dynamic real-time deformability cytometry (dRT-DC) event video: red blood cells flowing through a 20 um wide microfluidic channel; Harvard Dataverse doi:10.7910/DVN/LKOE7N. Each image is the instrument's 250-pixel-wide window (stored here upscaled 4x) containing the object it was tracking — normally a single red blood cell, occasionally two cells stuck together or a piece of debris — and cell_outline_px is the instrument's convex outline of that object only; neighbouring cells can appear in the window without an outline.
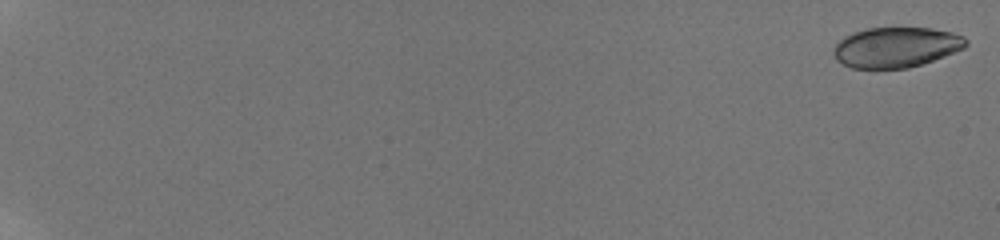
{"species": "human", "species_latin": "Homo sapiens", "temperature_condition": "room temperature", "stored_images_in_passage": 11, "camera_frame_rate_fps": 3000, "um_per_image_px": 0.085, "donor": {"sex": "male"}, "frame": {"image": 1, "passage_image": 1, "time_ms": 0.0, "image_size_px": [1000, 240], "cell_outline_px": [[968, 44], [964, 48], [932, 60], [908, 68], [852, 68], [836, 60], [832, 52], [836, 44], [844, 36], [852, 32], [868, 28], [932, 28], [952, 32], [964, 36], [968, 40]], "centroid_in_image_um": [76.15, 4.01], "position_along_channel_um": 8.8, "area_um2": 30.98}}
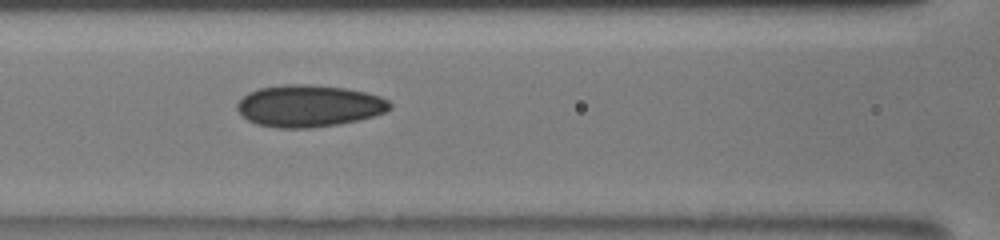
{"frame": {"image": 2, "passage_image": 10, "time_ms": 9.667, "image_size_px": [1000, 240], "cell_outline_px": [[392, 108], [384, 112], [360, 120], [340, 124], [312, 128], [276, 128], [256, 124], [248, 120], [236, 108], [236, 104], [248, 92], [260, 88], [284, 84], [308, 84], [344, 88], [364, 92], [380, 96], [388, 100], [392, 104]], "centroid_in_image_um": [26.26, 9.01], "position_along_channel_um": 140.3, "area_um2": 37.4}}
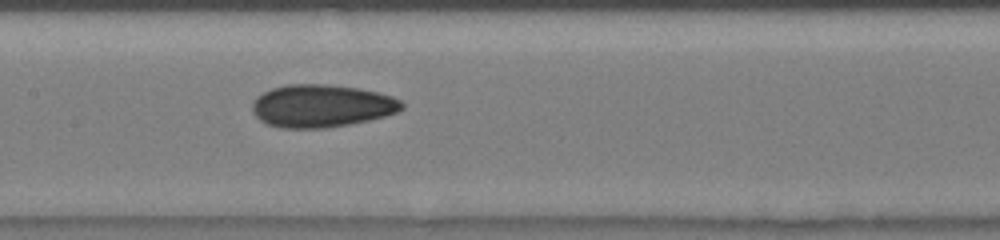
{"frame": {"image": 3, "passage_image": 11, "time_ms": 10.667, "image_size_px": [1000, 240], "cell_outline_px": [[404, 108], [396, 112], [384, 116], [368, 120], [348, 124], [324, 128], [280, 128], [268, 124], [260, 120], [252, 112], [252, 100], [256, 96], [272, 88], [288, 84], [328, 84], [356, 88], [376, 92], [392, 96], [400, 100], [404, 104]], "centroid_in_image_um": [27.3, 9.0], "position_along_channel_um": 180.1, "area_um2": 37.17}}